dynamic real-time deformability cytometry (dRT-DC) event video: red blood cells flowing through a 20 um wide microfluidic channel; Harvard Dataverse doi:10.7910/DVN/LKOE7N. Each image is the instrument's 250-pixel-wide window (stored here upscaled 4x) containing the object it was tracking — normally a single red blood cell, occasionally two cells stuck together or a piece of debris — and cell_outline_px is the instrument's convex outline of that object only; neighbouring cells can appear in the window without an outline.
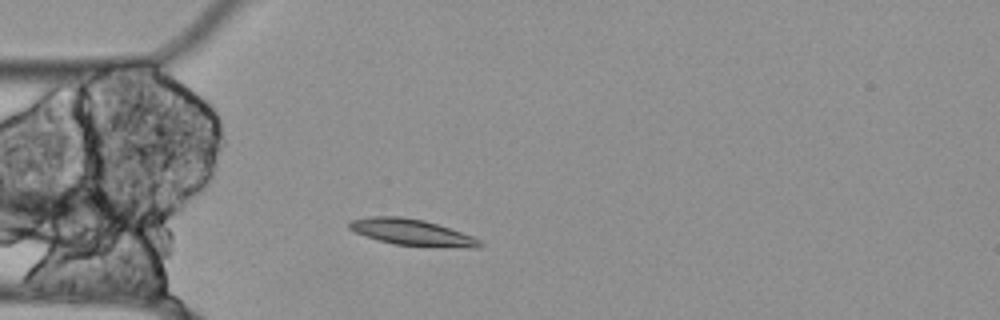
{"species": "Egyptian fruit bat (a non-hibernating species)", "species_latin": "Rousettus aegyptiacus", "temperature_condition": "cold", "stored_images_in_passage": 32, "camera_frame_rate_fps": 3000, "um_per_image_px": 0.085, "animal": {"sex": "female"}, "frame": {"image": 1, "passage_image": 2, "time_ms": 0.333, "image_size_px": [1000, 320], "cell_outline_px": [[484, 244], [480, 248], [472, 248], [396, 244], [380, 240], [356, 232], [348, 228], [348, 224], [352, 220], [368, 216], [400, 216], [424, 220], [472, 236], [480, 240]], "centroid_in_image_um": [35.03, 19.74], "position_along_channel_um": 50.0, "area_um2": 19.54}}
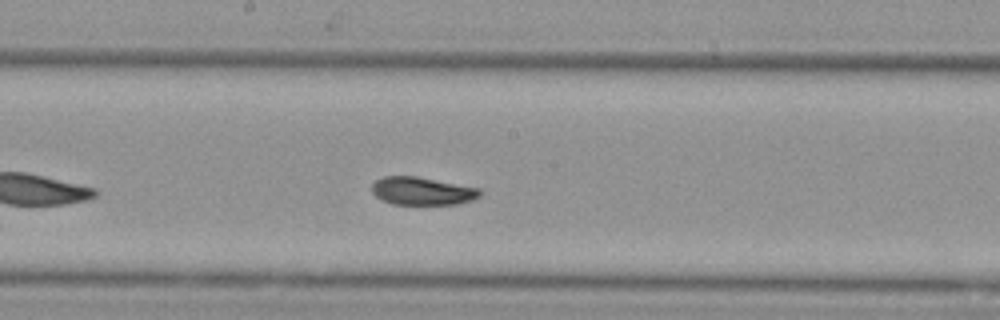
{"frame": {"image": 2, "passage_image": 16, "time_ms": 5.0, "image_size_px": [1000, 320], "cell_outline_px": [[484, 192], [480, 196], [472, 200], [456, 204], [392, 204], [380, 200], [372, 192], [372, 184], [376, 180], [384, 176], [416, 176], [480, 188]], "centroid_in_image_um": [35.89, 16.24], "position_along_channel_um": 212.3, "area_um2": 17.69}}
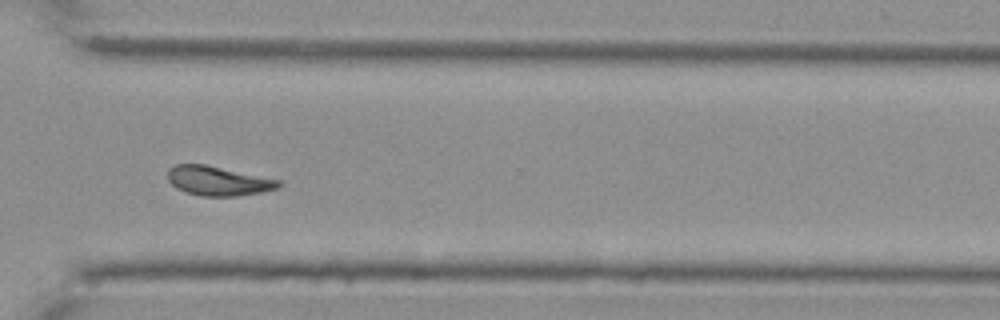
{"frame": {"image": 3, "passage_image": 28, "time_ms": 9.0, "image_size_px": [1000, 320], "cell_outline_px": [[284, 184], [280, 188], [264, 192], [236, 196], [200, 196], [184, 192], [176, 188], [168, 180], [168, 168], [176, 164], [204, 164], [284, 180]], "centroid_in_image_um": [18.61, 15.38], "position_along_channel_um": 352.0, "area_um2": 19.42}, "authors_computed_cell_mechanics": {"area_um2": 18.6694, "velocity_mm_per_s": 3.4844, "shape_relaxation_time_tau1_ms": null, "shape_relaxation_time_tau2_ms": 6.578, "deformation_change_tau1": null, "deformation_change_tau2": 0.1414}}